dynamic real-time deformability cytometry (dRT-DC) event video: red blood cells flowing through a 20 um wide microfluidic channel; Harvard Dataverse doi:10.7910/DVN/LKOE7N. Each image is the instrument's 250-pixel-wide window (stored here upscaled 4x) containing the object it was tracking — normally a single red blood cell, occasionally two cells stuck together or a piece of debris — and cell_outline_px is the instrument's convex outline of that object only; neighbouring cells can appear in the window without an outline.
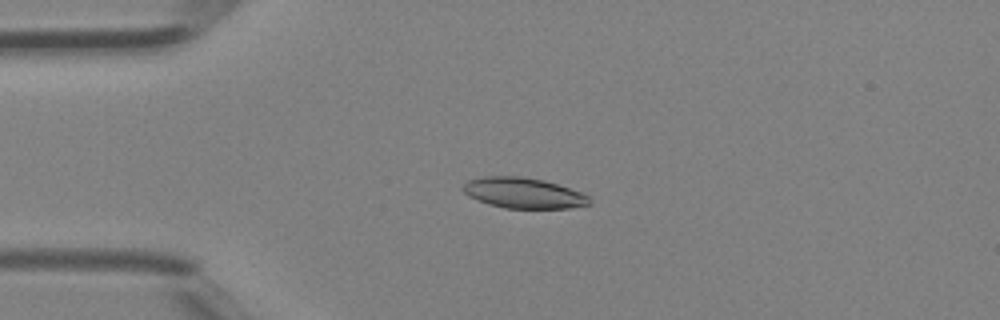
{"species": "Egyptian fruit bat (a non-hibernating species)", "species_latin": "Rousettus aegyptiacus", "temperature_condition": "room temperature", "stored_images_in_passage": 25, "camera_frame_rate_fps": 3000, "um_per_image_px": 0.085, "animal": {"sex": "female"}, "frame": {"image": 1, "passage_image": 10, "time_ms": 3.0, "image_size_px": [1000, 320], "cell_outline_px": [[592, 204], [568, 208], [504, 208], [488, 204], [476, 200], [468, 196], [460, 188], [468, 180], [484, 176], [524, 176], [544, 180], [580, 192], [588, 196]], "centroid_in_image_um": [44.45, 16.4], "position_along_channel_um": 40.6, "area_um2": 22.6}}
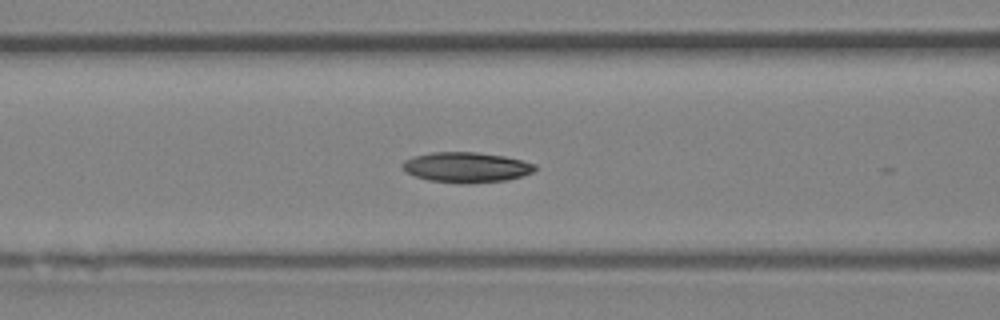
{"frame": {"image": 2, "passage_image": 17, "time_ms": 5.333, "image_size_px": [1000, 320], "cell_outline_px": [[536, 168], [532, 172], [508, 180], [468, 184], [460, 184], [428, 180], [404, 172], [400, 164], [404, 160], [416, 156], [432, 152], [476, 152], [504, 156], [536, 164]], "centroid_in_image_um": [39.6, 14.23], "position_along_channel_um": 127.0, "area_um2": 23.47}}
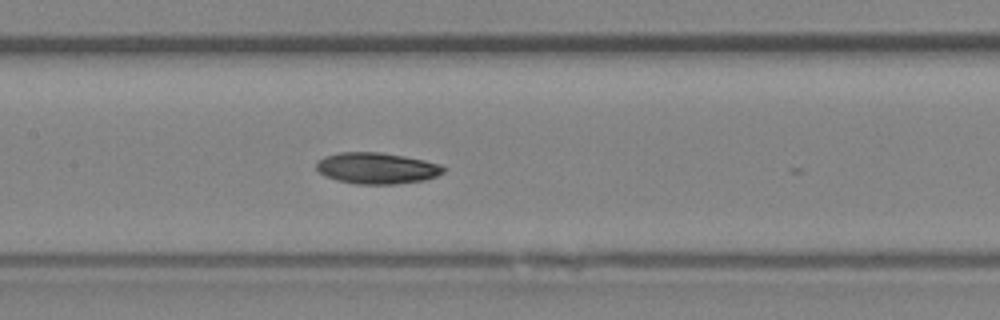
{"frame": {"image": 3, "passage_image": 20, "time_ms": 6.333, "image_size_px": [1000, 320], "cell_outline_px": [[444, 172], [436, 176], [424, 180], [396, 184], [356, 184], [336, 180], [324, 176], [316, 168], [316, 160], [324, 156], [340, 152], [380, 152], [404, 156], [424, 160], [440, 164], [444, 168]], "centroid_in_image_um": [31.99, 14.29], "position_along_channel_um": 175.4, "area_um2": 23.24}}